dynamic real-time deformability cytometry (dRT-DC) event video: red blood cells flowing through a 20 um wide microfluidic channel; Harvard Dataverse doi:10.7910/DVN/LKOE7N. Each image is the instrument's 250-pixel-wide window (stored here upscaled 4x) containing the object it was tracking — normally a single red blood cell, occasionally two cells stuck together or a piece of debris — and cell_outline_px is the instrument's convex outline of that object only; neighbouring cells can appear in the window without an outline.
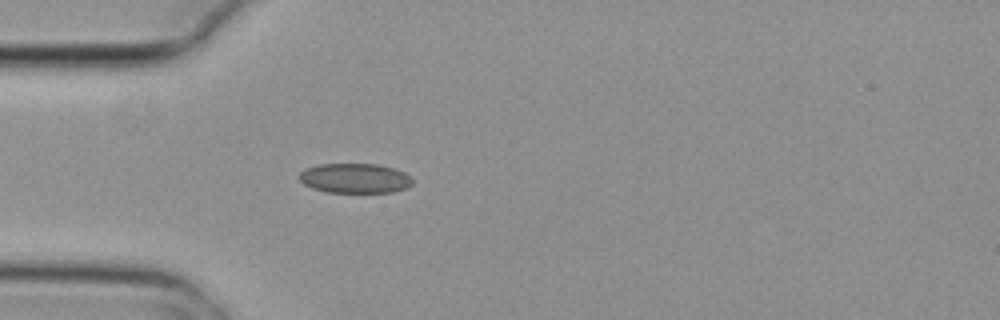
{"species": "common noctule bat (a hibernating species)", "species_latin": "Nyctalus noctula", "temperature_condition": "cold", "stored_images_in_passage": 4, "camera_frame_rate_fps": 3000, "um_per_image_px": 0.085, "animal": {"sex": "female", "body_mass_g": 29.2, "forearm_length_mm": 56.3}, "frame": {"image": 1, "passage_image": 4, "time_ms": 1.0, "image_size_px": [1000, 320], "cell_outline_px": [[412, 184], [408, 188], [392, 192], [328, 192], [312, 188], [304, 184], [296, 176], [304, 168], [320, 164], [376, 164], [392, 168], [404, 172], [412, 176]], "centroid_in_image_um": [30.15, 15.15], "position_along_channel_um": 54.8, "area_um2": 19.77}}